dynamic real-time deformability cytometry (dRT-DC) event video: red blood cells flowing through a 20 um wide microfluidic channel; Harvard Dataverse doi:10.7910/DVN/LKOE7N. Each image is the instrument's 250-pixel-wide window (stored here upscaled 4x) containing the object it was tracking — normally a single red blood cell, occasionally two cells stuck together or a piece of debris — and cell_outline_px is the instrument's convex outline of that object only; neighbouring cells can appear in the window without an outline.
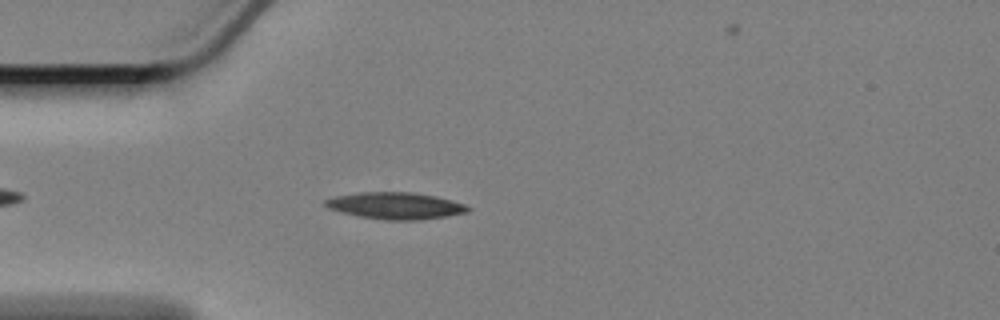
{"species": "Egyptian fruit bat (a non-hibernating species)", "species_latin": "Rousettus aegyptiacus", "temperature_condition": "cold", "stored_images_in_passage": 32, "camera_frame_rate_fps": 3000, "um_per_image_px": 0.085, "animal": {"sex": "female"}, "frame": {"image": 1, "passage_image": 6, "time_ms": 1.667, "image_size_px": [1000, 320], "cell_outline_px": [[472, 208], [468, 212], [448, 216], [420, 220], [384, 220], [360, 216], [340, 212], [328, 208], [324, 204], [324, 200], [332, 196], [356, 192], [412, 192], [436, 196], [452, 200], [464, 204]], "centroid_in_image_um": [33.6, 17.48], "position_along_channel_um": 51.4, "area_um2": 22.48}}
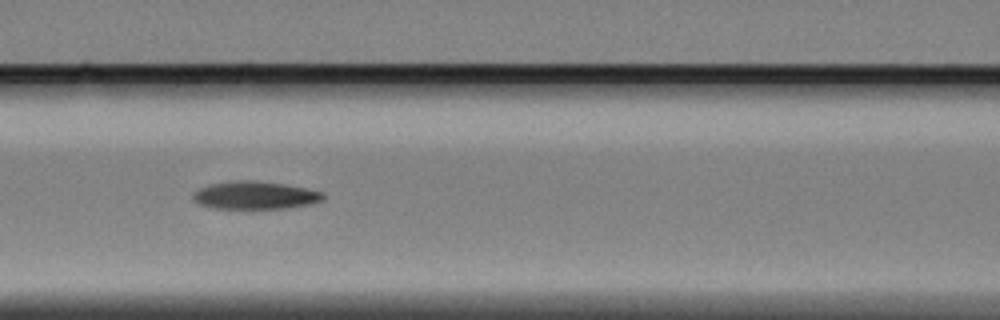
{"frame": {"image": 2, "passage_image": 15, "time_ms": 4.667, "image_size_px": [1000, 320], "cell_outline_px": [[324, 200], [312, 204], [288, 208], [212, 208], [200, 204], [192, 200], [192, 192], [200, 188], [212, 184], [280, 184], [304, 188], [324, 192]], "centroid_in_image_um": [21.72, 16.67], "position_along_channel_um": 144.9, "area_um2": 19.77}}
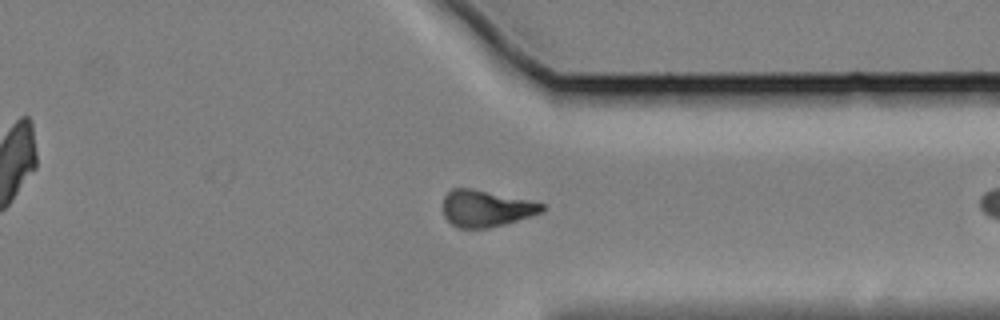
{"frame": {"image": 3, "passage_image": 31, "time_ms": 10.0, "image_size_px": [1000, 320], "cell_outline_px": [[544, 212], [532, 216], [504, 224], [488, 228], [456, 228], [444, 216], [444, 196], [452, 188], [472, 188], [544, 204]], "centroid_in_image_um": [41.3, 17.73], "position_along_channel_um": 370.1, "area_um2": 20.92}}